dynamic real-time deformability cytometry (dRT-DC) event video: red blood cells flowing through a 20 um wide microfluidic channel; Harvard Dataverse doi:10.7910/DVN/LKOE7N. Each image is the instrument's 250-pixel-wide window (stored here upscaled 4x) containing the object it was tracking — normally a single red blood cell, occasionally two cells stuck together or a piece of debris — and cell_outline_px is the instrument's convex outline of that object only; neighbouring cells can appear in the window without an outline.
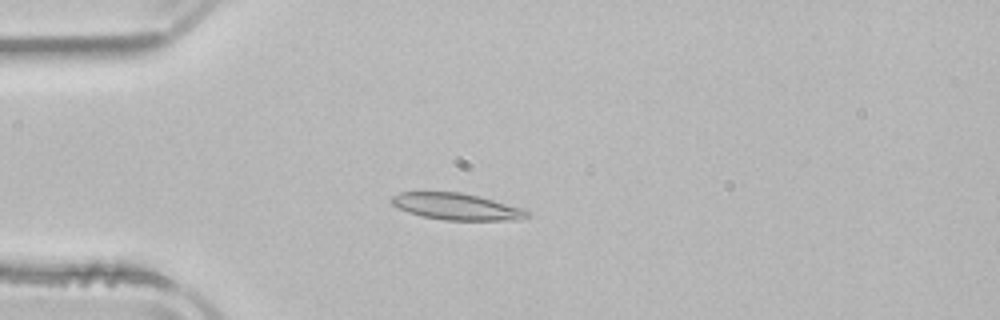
{"species": "common noctule bat (a hibernating species)", "species_latin": "Nyctalus noctula", "temperature_condition": "room temperature", "stored_images_in_passage": 53, "camera_frame_rate_fps": 3000, "um_per_image_px": 0.085, "animal": {"sex": "male", "body_mass_g": 21.5, "forearm_length_mm": 52.0}, "frame": {"image": 1, "passage_image": 14, "time_ms": 4.333, "image_size_px": [1000, 320], "cell_outline_px": [[532, 216], [520, 220], [444, 220], [420, 216], [408, 212], [392, 204], [392, 196], [400, 192], [460, 192], [480, 196], [524, 208], [532, 212]], "centroid_in_image_um": [38.9, 17.57], "position_along_channel_um": 46.1, "area_um2": 21.27}}
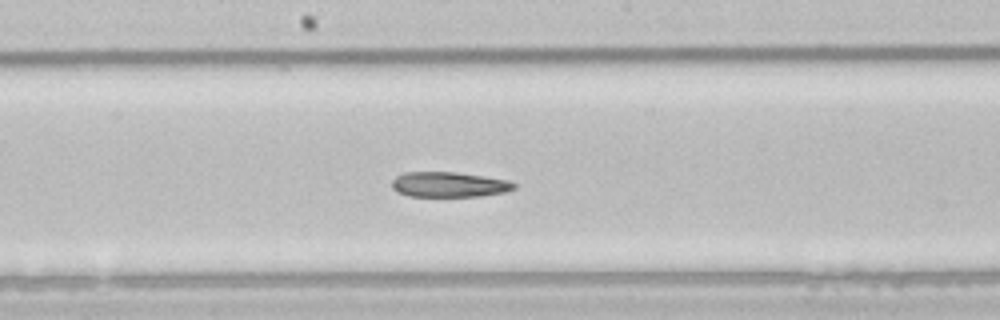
{"frame": {"image": 2, "passage_image": 28, "time_ms": 9.0, "image_size_px": [1000, 320], "cell_outline_px": [[516, 188], [504, 192], [480, 196], [408, 196], [396, 192], [392, 188], [392, 180], [396, 176], [404, 172], [452, 172], [484, 176], [508, 180], [516, 184]], "centroid_in_image_um": [38.14, 15.68], "position_along_channel_um": 210.1, "area_um2": 17.92}}
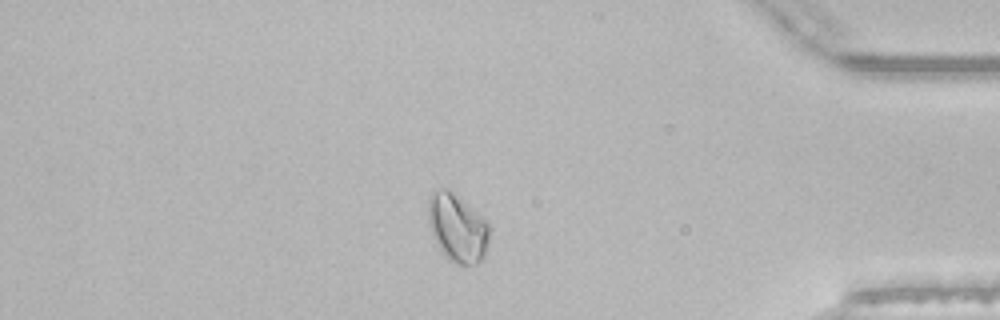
{"frame": {"image": 3, "passage_image": 45, "time_ms": 14.667, "image_size_px": [1000, 320], "cell_outline_px": [[492, 228], [488, 244], [484, 256], [476, 264], [456, 264], [448, 260], [444, 256], [432, 236], [428, 220], [428, 200], [432, 188], [448, 188], [476, 212]], "centroid_in_image_um": [38.85, 19.36], "position_along_channel_um": 396.3, "area_um2": 24.51}}